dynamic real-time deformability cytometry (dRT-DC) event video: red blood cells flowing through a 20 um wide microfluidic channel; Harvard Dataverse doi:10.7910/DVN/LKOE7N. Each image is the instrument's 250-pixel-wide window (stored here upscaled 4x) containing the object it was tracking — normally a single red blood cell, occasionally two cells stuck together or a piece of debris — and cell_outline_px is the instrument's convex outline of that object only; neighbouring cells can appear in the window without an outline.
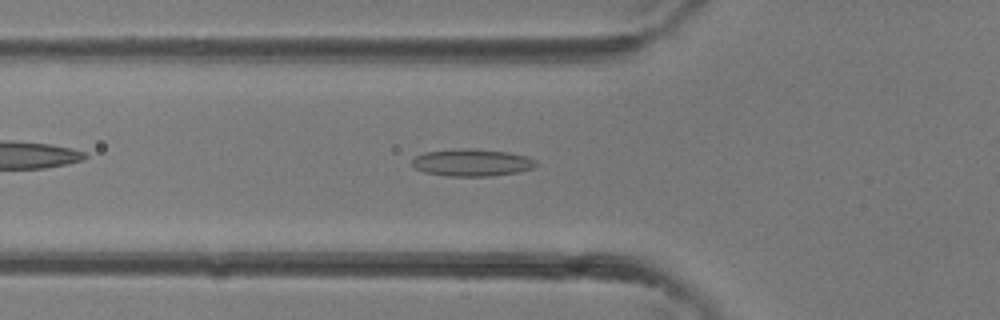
{"species": "common noctule bat (a hibernating species)", "species_latin": "Nyctalus noctula", "temperature_condition": "room temperature", "stored_images_in_passage": 27, "camera_frame_rate_fps": 3000, "um_per_image_px": 0.085, "animal": {"sex": "female"}, "frame": {"image": 1, "passage_image": 3, "time_ms": 0.667, "image_size_px": [1000, 320], "cell_outline_px": [[536, 164], [532, 168], [516, 172], [488, 176], [448, 176], [424, 172], [416, 168], [412, 164], [412, 160], [416, 156], [424, 152], [456, 148], [476, 148], [508, 152], [528, 156], [536, 160]], "centroid_in_image_um": [40.1, 13.8], "position_along_channel_um": 85.7, "area_um2": 19.71}}
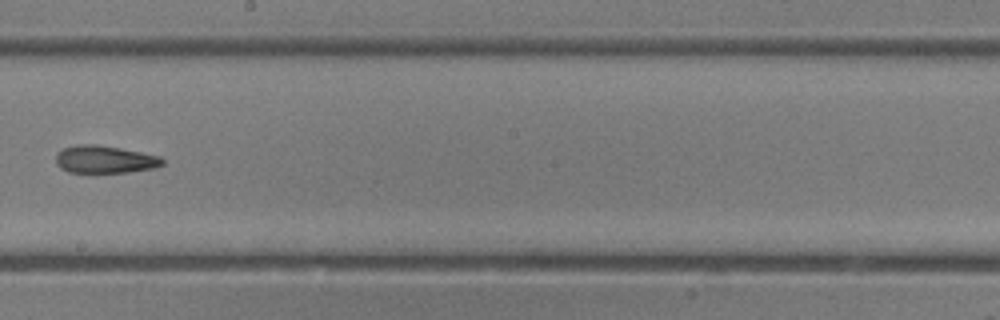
{"frame": {"image": 2, "passage_image": 11, "time_ms": 3.333, "image_size_px": [1000, 320], "cell_outline_px": [[164, 164], [156, 168], [128, 172], [68, 172], [60, 168], [56, 164], [56, 152], [64, 148], [76, 144], [96, 144], [120, 148], [160, 156], [164, 160]], "centroid_in_image_um": [8.9, 13.54], "position_along_channel_um": 239.3, "area_um2": 17.22}}
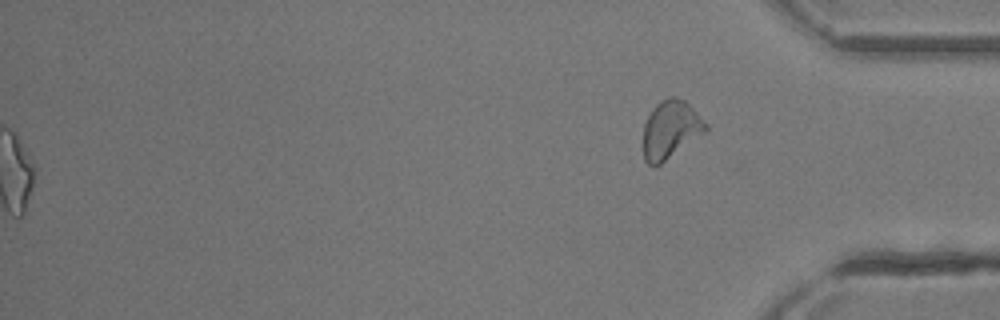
{"frame": {"image": 3, "passage_image": 27, "time_ms": 8.667, "image_size_px": [1000, 320], "cell_outline_px": [[708, 132], [656, 168], [648, 164], [644, 160], [644, 124], [652, 108], [660, 100], [668, 96], [672, 96], [684, 100], [708, 124]], "centroid_in_image_um": [57.02, 11.04], "position_along_channel_um": 378.2, "area_um2": 21.56}}